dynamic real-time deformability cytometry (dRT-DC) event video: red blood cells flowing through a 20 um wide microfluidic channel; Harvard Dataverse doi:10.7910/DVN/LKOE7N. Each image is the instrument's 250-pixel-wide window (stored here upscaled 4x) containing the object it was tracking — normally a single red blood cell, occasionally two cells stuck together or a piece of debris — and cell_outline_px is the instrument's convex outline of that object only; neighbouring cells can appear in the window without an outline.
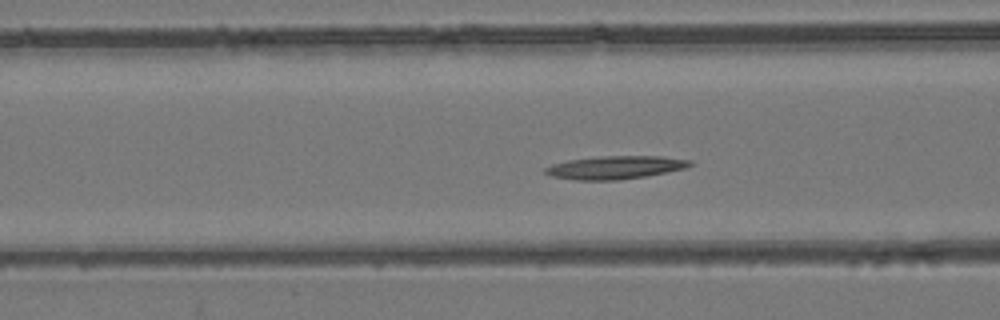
{"species": "common noctule bat (a hibernating species)", "species_latin": "Nyctalus noctula", "temperature_condition": "room temperature", "stored_images_in_passage": 52, "camera_frame_rate_fps": 3000, "um_per_image_px": 0.085, "animal": {"sex": "female", "body_mass_g": 24.6, "forearm_length_mm": 56.2}, "frame": {"image": 1, "passage_image": 20, "time_ms": 6.333, "image_size_px": [1000, 320], "cell_outline_px": [[692, 164], [684, 168], [644, 176], [616, 180], [576, 180], [552, 176], [544, 172], [544, 168], [552, 164], [568, 160], [600, 156], [664, 156], [692, 160]], "centroid_in_image_um": [52.27, 14.22], "position_along_channel_um": 114.3, "area_um2": 19.31}}
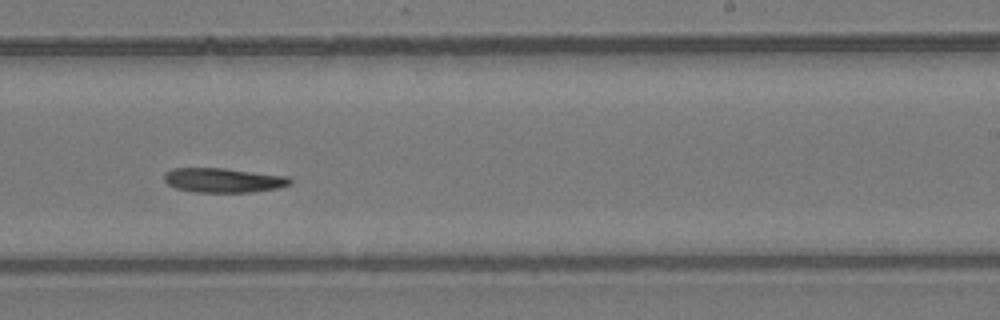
{"frame": {"image": 2, "passage_image": 32, "time_ms": 10.333, "image_size_px": [1000, 320], "cell_outline_px": [[292, 184], [276, 188], [252, 192], [196, 192], [176, 188], [168, 184], [164, 180], [164, 172], [172, 168], [224, 168], [288, 176], [292, 180]], "centroid_in_image_um": [18.98, 15.31], "position_along_channel_um": 270.0, "area_um2": 17.98}}
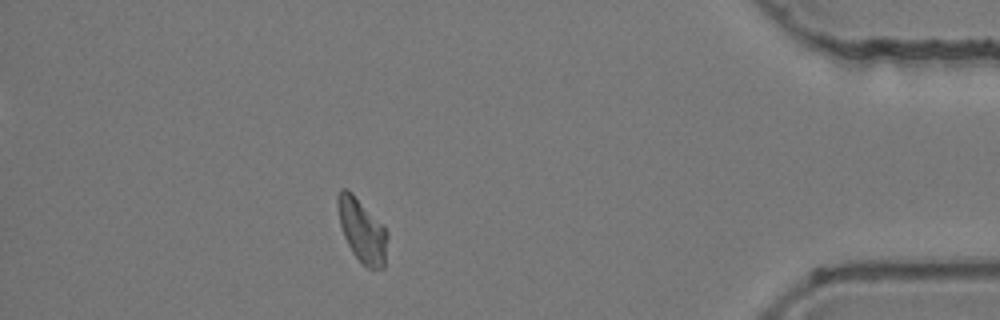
{"frame": {"image": 3, "passage_image": 46, "time_ms": 15.0, "image_size_px": [1000, 320], "cell_outline_px": [[388, 236], [384, 268], [368, 268], [352, 252], [344, 236], [340, 224], [336, 204], [336, 196], [340, 188], [344, 188], [352, 192], [384, 224], [388, 232]], "centroid_in_image_um": [30.78, 19.54], "position_along_channel_um": 404.4, "area_um2": 18.61}}